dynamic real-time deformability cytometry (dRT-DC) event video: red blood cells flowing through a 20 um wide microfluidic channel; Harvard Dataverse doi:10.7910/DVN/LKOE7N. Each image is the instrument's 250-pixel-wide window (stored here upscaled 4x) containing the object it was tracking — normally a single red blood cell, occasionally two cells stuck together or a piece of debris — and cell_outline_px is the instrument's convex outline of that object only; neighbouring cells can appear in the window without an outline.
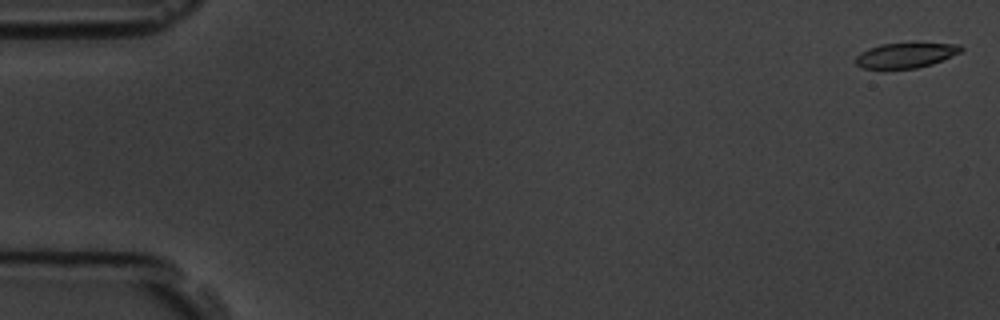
{"species": "common noctule bat (a hibernating species)", "species_latin": "Nyctalus noctula", "temperature_condition": "room temperature", "stored_images_in_passage": 7, "camera_frame_rate_fps": 3000, "um_per_image_px": 0.085, "animal": {"sex": "male", "body_mass_g": 19.5, "forearm_length_mm": 54.6}, "frame": {"image": 1, "passage_image": 1, "time_ms": 0.0, "image_size_px": [1000, 320], "cell_outline_px": [[964, 48], [960, 52], [932, 64], [916, 68], [860, 68], [856, 64], [856, 56], [860, 52], [868, 48], [880, 44], [960, 44]], "centroid_in_image_um": [76.94, 4.7], "position_along_channel_um": 8.1, "area_um2": 15.03}}
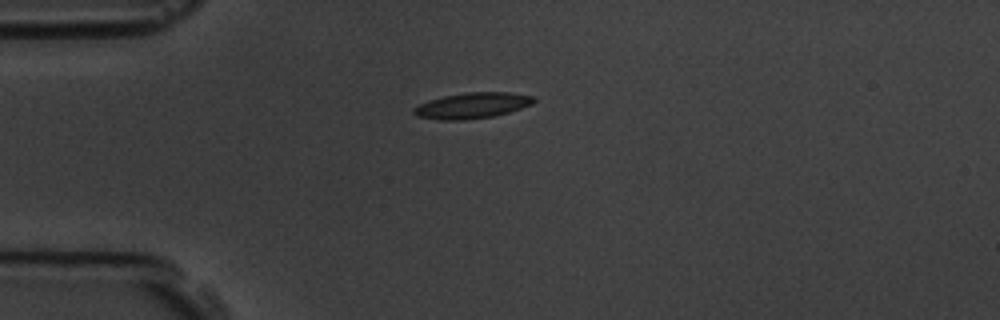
{"frame": {"image": 2, "passage_image": 5, "time_ms": 4.333, "image_size_px": [1000, 320], "cell_outline_px": [[536, 100], [532, 104], [508, 112], [492, 116], [464, 120], [440, 120], [416, 116], [412, 112], [412, 108], [428, 100], [444, 96], [464, 92], [508, 92], [532, 96]], "centroid_in_image_um": [40.09, 8.97], "position_along_channel_um": 44.9, "area_um2": 17.98}}
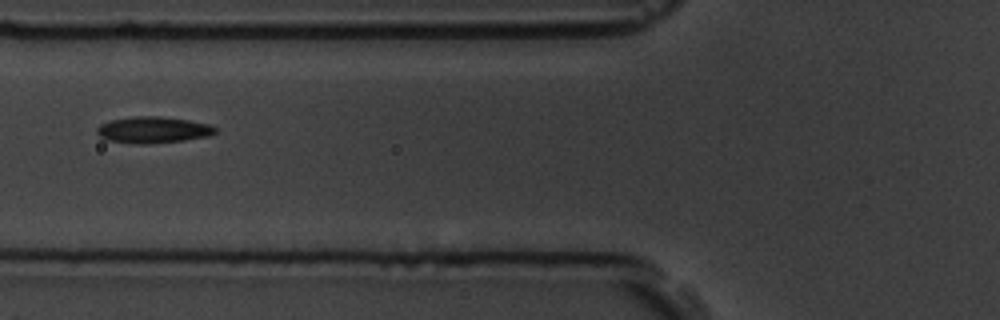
{"frame": {"image": 3, "passage_image": 7, "time_ms": 6.667, "image_size_px": [1000, 320], "cell_outline_px": [[216, 132], [208, 136], [184, 140], [144, 144], [136, 144], [104, 140], [96, 132], [96, 128], [100, 124], [108, 120], [136, 116], [160, 116], [188, 120], [208, 124], [216, 128]], "centroid_in_image_um": [12.95, 11.04], "position_along_channel_um": 112.9, "area_um2": 18.26}}